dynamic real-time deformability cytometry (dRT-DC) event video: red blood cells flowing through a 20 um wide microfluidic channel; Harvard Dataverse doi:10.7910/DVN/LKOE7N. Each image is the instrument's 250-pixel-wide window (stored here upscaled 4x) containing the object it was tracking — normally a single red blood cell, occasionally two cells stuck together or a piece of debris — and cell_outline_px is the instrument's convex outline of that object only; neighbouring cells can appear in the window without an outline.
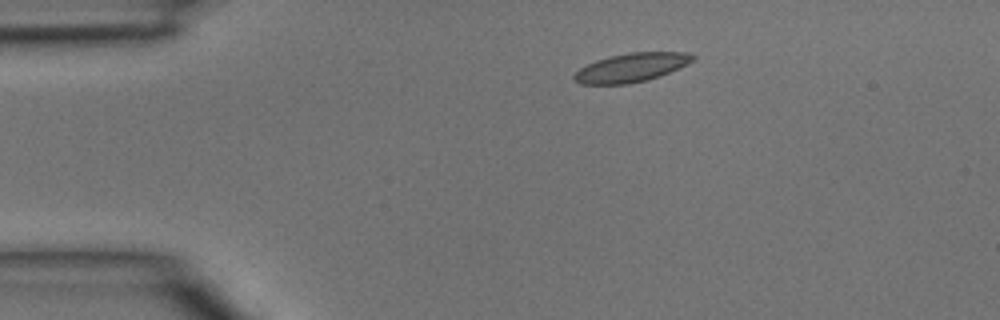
{"species": "common noctule bat (a hibernating species)", "species_latin": "Nyctalus noctula", "temperature_condition": "room temperature", "stored_images_in_passage": 2, "camera_frame_rate_fps": 3000, "um_per_image_px": 0.085, "animal": {"sex": "male", "body_mass_g": 15.6}, "frame": {"image": 1, "passage_image": 1, "time_ms": 0.0, "image_size_px": [1000, 320], "cell_outline_px": [[696, 56], [692, 60], [660, 76], [648, 80], [628, 84], [580, 84], [572, 80], [572, 76], [580, 68], [596, 60], [608, 56], [628, 52], [688, 52]], "centroid_in_image_um": [53.6, 5.74], "position_along_channel_um": 31.4, "area_um2": 19.83}}